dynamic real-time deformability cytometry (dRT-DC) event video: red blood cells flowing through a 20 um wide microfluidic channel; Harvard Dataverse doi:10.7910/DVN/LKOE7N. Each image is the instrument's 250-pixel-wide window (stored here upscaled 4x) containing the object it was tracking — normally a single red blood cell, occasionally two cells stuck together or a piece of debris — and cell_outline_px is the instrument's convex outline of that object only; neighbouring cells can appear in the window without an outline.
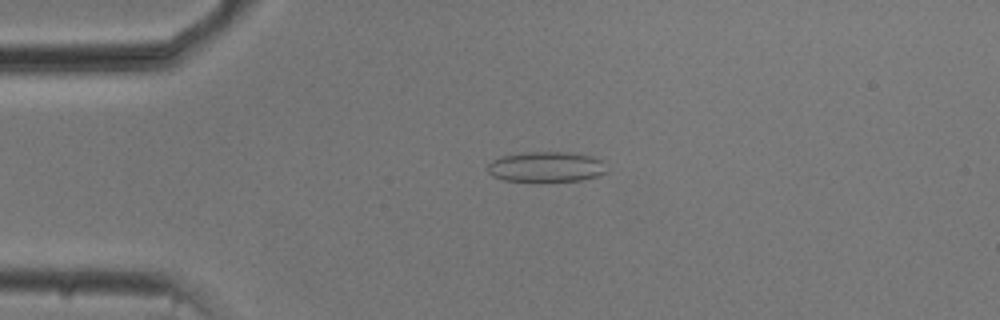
{"species": "common noctule bat (a hibernating species)", "species_latin": "Nyctalus noctula", "temperature_condition": "cold", "stored_images_in_passage": 47, "camera_frame_rate_fps": 3000, "um_per_image_px": 0.085, "animal": {"sex": "male", "body_mass_g": 20.5, "forearm_length_mm": 52.5}, "frame": {"image": 1, "passage_image": 6, "time_ms": 1.667, "image_size_px": [1000, 320], "cell_outline_px": [[608, 172], [596, 176], [580, 180], [504, 180], [492, 176], [488, 172], [488, 164], [492, 160], [500, 156], [528, 152], [564, 152], [592, 156], [604, 160]], "centroid_in_image_um": [46.45, 14.16], "position_along_channel_um": 38.6, "area_um2": 20.81}}
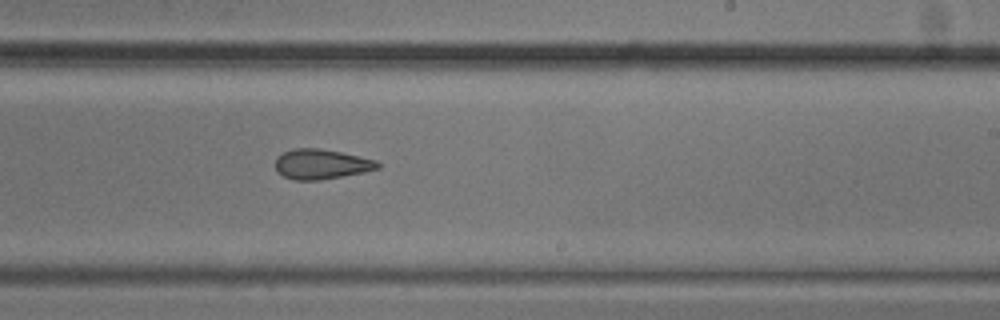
{"frame": {"image": 2, "passage_image": 26, "time_ms": 8.333, "image_size_px": [1000, 320], "cell_outline_px": [[380, 168], [364, 172], [320, 180], [292, 180], [276, 172], [276, 156], [292, 148], [320, 148], [340, 152], [376, 160], [380, 164]], "centroid_in_image_um": [27.28, 13.95], "position_along_channel_um": 261.7, "area_um2": 17.92}}
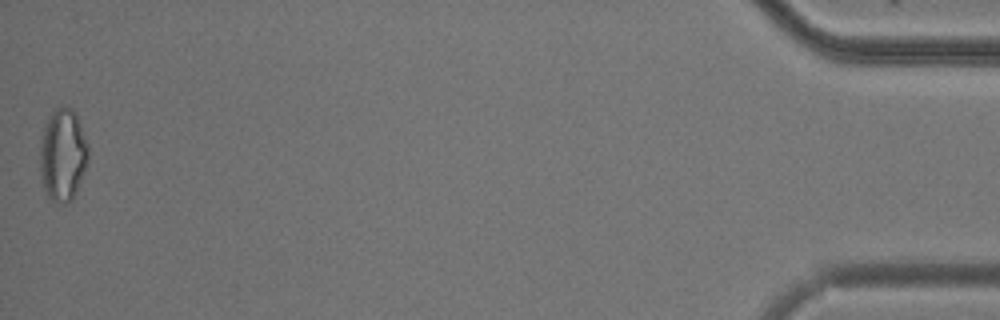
{"frame": {"image": 3, "passage_image": 47, "time_ms": 15.333, "image_size_px": [1000, 320], "cell_outline_px": [[88, 160], [84, 172], [76, 192], [72, 200], [68, 204], [60, 204], [52, 200], [48, 196], [44, 188], [40, 168], [40, 140], [48, 116], [56, 108], [72, 108], [76, 112], [88, 144]], "centroid_in_image_um": [5.35, 13.17], "position_along_channel_um": 429.9, "area_um2": 26.07}, "authors_computed_cell_mechanics": {"area_um2": 19.2474, "velocity_mm_per_s": 3.7711, "shape_relaxation_time_tau1_ms": null, "shape_relaxation_time_tau2_ms": 3.0209, "deformation_change_tau1": null, "deformation_change_tau2": 0.1153}}